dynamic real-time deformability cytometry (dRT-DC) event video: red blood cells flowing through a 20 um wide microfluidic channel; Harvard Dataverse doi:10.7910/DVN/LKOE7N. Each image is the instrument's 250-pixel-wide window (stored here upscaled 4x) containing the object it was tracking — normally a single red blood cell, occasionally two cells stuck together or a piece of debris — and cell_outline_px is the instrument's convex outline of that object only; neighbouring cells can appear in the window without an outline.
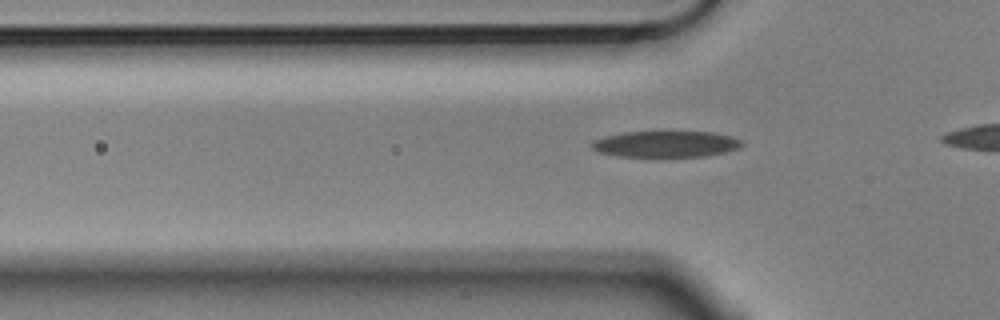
{"species": "Egyptian fruit bat (a non-hibernating species)", "species_latin": "Rousettus aegyptiacus", "temperature_condition": "cold", "stored_images_in_passage": 6, "segment_of_instrument_passage": [2, 2], "camera_frame_rate_fps": 3000, "um_per_image_px": 0.085, "animal": {"sex": "male"}, "frame": {"image": 1, "passage_image": 6, "time_ms": 1.667, "image_size_px": [1000, 320], "cell_outline_px": [[744, 144], [740, 148], [724, 152], [704, 156], [620, 156], [600, 152], [592, 148], [592, 144], [596, 140], [608, 136], [628, 132], [712, 132], [732, 136], [740, 140]], "centroid_in_image_um": [56.67, 12.24], "position_along_channel_um": 69.1, "area_um2": 22.43}}